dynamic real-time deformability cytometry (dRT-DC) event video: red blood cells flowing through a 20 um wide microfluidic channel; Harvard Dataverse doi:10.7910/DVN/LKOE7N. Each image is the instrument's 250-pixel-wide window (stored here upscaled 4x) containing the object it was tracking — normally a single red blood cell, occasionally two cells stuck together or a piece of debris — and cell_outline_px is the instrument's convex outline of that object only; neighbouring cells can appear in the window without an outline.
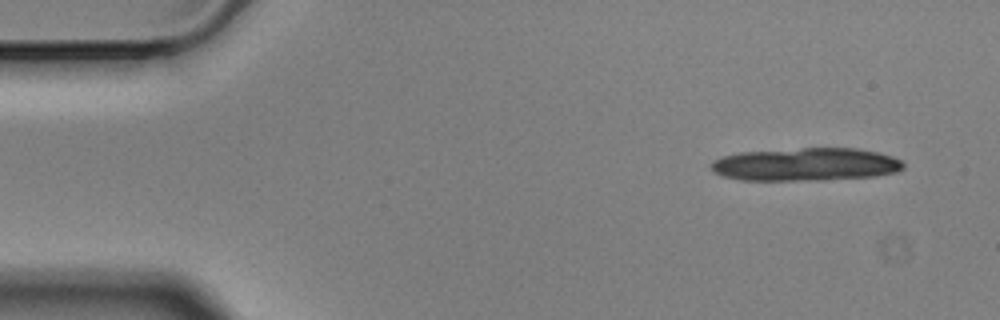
{"species": "Egyptian fruit bat (a non-hibernating species)", "species_latin": "Rousettus aegyptiacus", "temperature_condition": "cold", "stored_images_in_passage": 4, "camera_frame_rate_fps": 3000, "um_per_image_px": 0.085, "animal": {"sex": "male"}, "frame": {"image": 1, "passage_image": 1, "time_ms": 0.0, "image_size_px": [1000, 320], "cell_outline_px": [[904, 168], [896, 172], [876, 176], [824, 180], [740, 180], [724, 176], [712, 172], [712, 160], [724, 156], [740, 152], [800, 148], [860, 148], [892, 156], [900, 160], [904, 164]], "centroid_in_image_um": [68.5, 13.97], "position_along_channel_um": 16.5, "area_um2": 37.11}}